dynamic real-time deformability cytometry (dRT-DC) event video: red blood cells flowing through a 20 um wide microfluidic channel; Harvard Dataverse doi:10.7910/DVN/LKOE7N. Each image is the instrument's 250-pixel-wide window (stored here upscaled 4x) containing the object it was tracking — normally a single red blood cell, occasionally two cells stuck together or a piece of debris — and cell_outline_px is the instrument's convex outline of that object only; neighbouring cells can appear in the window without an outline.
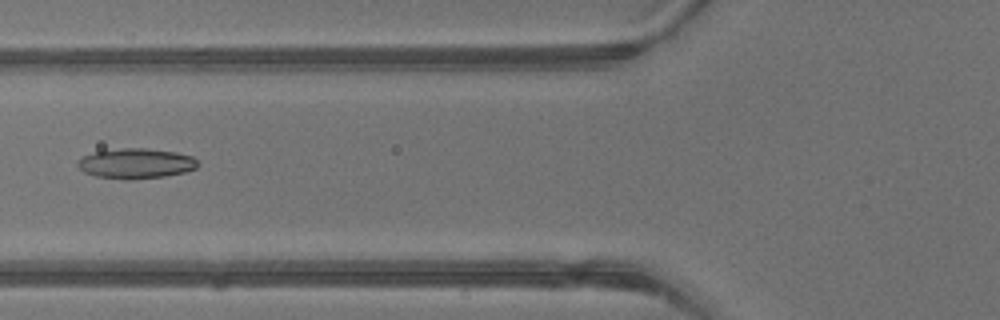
{"species": "common noctule bat (a hibernating species)", "species_latin": "Nyctalus noctula", "temperature_condition": "warm", "stored_images_in_passage": 5, "camera_frame_rate_fps": 3000, "um_per_image_px": 0.085, "animal": {"sex": "male", "body_mass_g": 13.3}, "frame": {"image": 1, "passage_image": 5, "time_ms": 1.333, "image_size_px": [1000, 320], "cell_outline_px": [[196, 168], [184, 172], [164, 176], [132, 180], [124, 180], [96, 176], [84, 172], [76, 164], [76, 160], [84, 156], [96, 152], [120, 148], [148, 148], [176, 152], [192, 156], [196, 160]], "centroid_in_image_um": [11.53, 13.9], "position_along_channel_um": 114.3, "area_um2": 21.1}}